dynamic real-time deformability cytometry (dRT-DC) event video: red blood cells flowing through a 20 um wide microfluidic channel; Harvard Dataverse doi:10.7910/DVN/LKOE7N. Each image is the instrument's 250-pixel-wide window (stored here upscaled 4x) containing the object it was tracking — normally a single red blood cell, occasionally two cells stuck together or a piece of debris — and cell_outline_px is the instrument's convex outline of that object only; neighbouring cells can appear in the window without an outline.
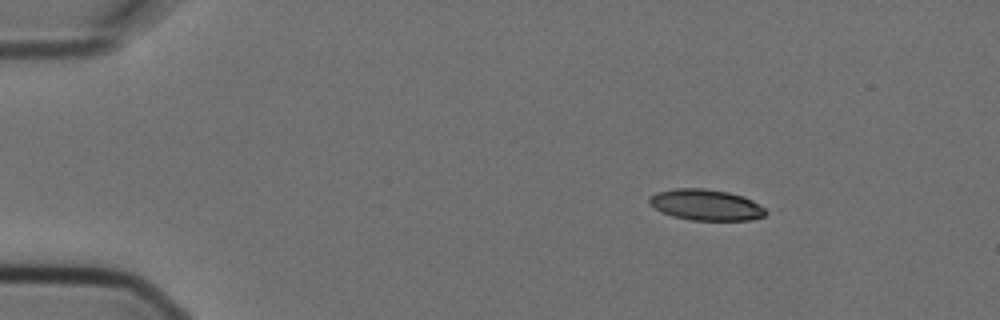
{"species": "Egyptian fruit bat (a non-hibernating species)", "species_latin": "Rousettus aegyptiacus", "temperature_condition": "cold", "stored_images_in_passage": 8, "camera_frame_rate_fps": 3000, "um_per_image_px": 0.085, "animal": {"sex": "female"}, "frame": {"image": 1, "passage_image": 1, "time_ms": 0.0, "image_size_px": [1000, 320], "cell_outline_px": [[772, 212], [764, 216], [752, 220], [692, 220], [672, 216], [648, 204], [648, 200], [656, 192], [676, 188], [704, 188], [728, 192], [744, 196], [752, 200]], "centroid_in_image_um": [60.07, 17.41], "position_along_channel_um": 24.9, "area_um2": 21.15}}
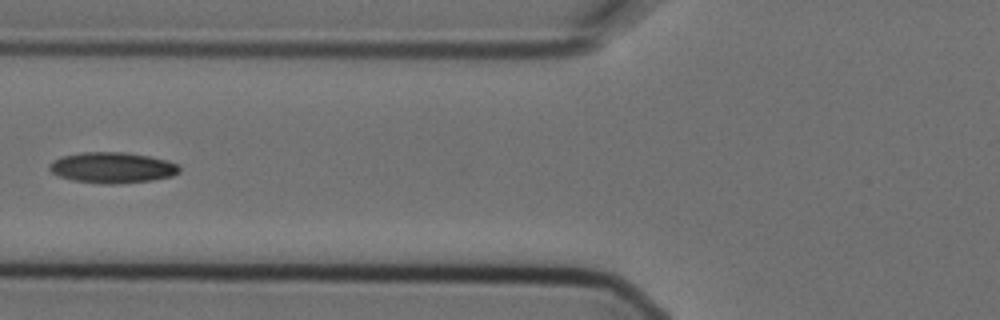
{"frame": {"image": 2, "passage_image": 5, "time_ms": 1.333, "image_size_px": [1000, 320], "cell_outline_px": [[180, 172], [172, 176], [152, 180], [116, 184], [104, 184], [72, 180], [60, 176], [52, 172], [48, 168], [48, 164], [52, 160], [64, 156], [80, 152], [124, 152], [148, 156], [168, 160], [176, 164], [180, 168]], "centroid_in_image_um": [9.54, 14.25], "position_along_channel_um": 116.3, "area_um2": 23.35}}
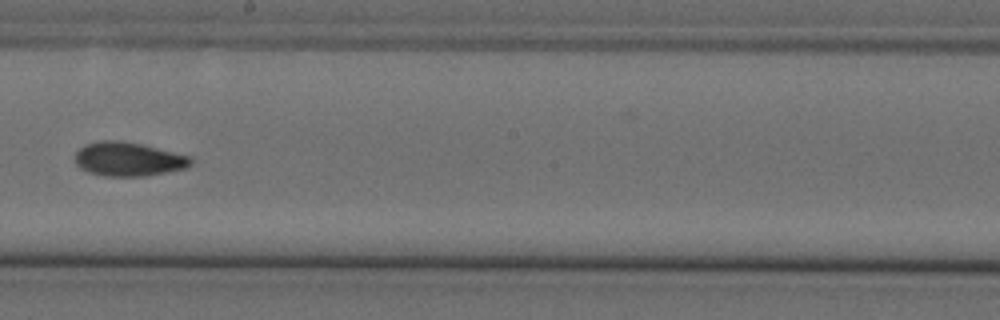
{"frame": {"image": 3, "passage_image": 8, "time_ms": 2.333, "image_size_px": [1000, 320], "cell_outline_px": [[192, 164], [184, 168], [144, 176], [104, 176], [88, 172], [80, 168], [76, 164], [76, 152], [84, 144], [100, 140], [120, 140], [140, 144], [192, 156]], "centroid_in_image_um": [10.89, 13.52], "position_along_channel_um": 237.3, "area_um2": 22.83}}